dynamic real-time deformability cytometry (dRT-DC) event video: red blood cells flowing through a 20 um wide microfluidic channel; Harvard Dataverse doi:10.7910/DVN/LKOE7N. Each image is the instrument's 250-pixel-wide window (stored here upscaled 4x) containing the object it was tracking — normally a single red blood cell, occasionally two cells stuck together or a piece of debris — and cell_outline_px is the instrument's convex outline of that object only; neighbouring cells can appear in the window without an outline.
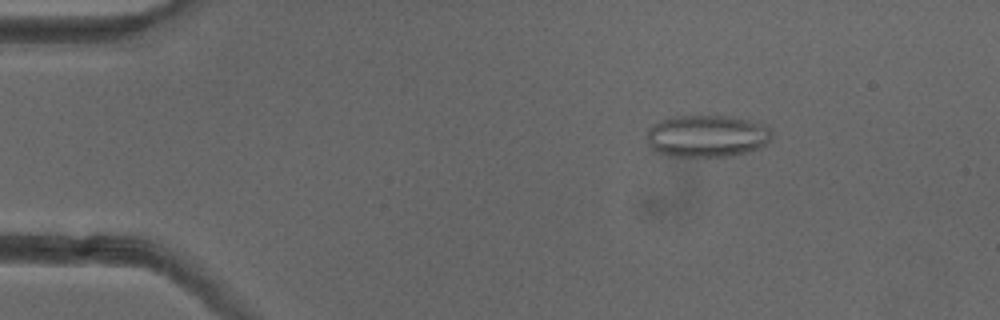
{"species": "common noctule bat (a hibernating species)", "species_latin": "Nyctalus noctula", "temperature_condition": "cold", "stored_images_in_passage": 51, "camera_frame_rate_fps": 3000, "um_per_image_px": 0.085, "animal": {"sex": "female"}, "frame": {"image": 1, "passage_image": 8, "time_ms": 2.333, "image_size_px": [1000, 320], "cell_outline_px": [[772, 136], [764, 144], [756, 148], [732, 156], [696, 160], [668, 156], [652, 148], [648, 144], [648, 128], [660, 120], [672, 116], [732, 116], [764, 124], [772, 132]], "centroid_in_image_um": [60.05, 11.6], "position_along_channel_um": 25.0, "area_um2": 31.33}}
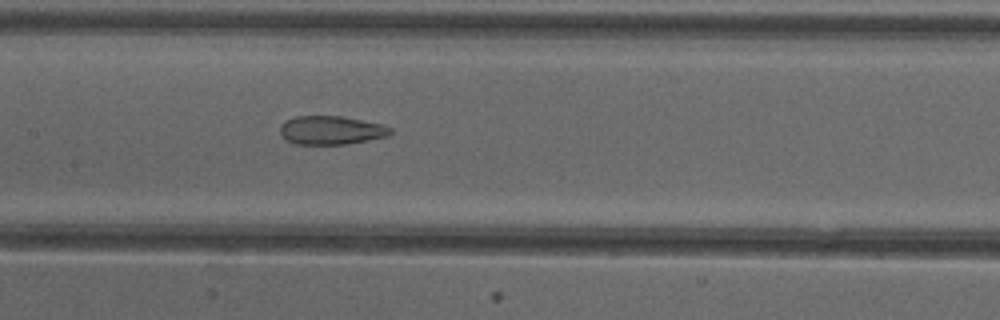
{"frame": {"image": 2, "passage_image": 25, "time_ms": 8.0, "image_size_px": [1000, 320], "cell_outline_px": [[392, 132], [388, 136], [368, 140], [344, 144], [296, 144], [288, 140], [280, 132], [280, 124], [284, 120], [296, 116], [340, 116], [384, 124], [392, 128]], "centroid_in_image_um": [28.16, 11.06], "position_along_channel_um": 179.2, "area_um2": 18.38}}
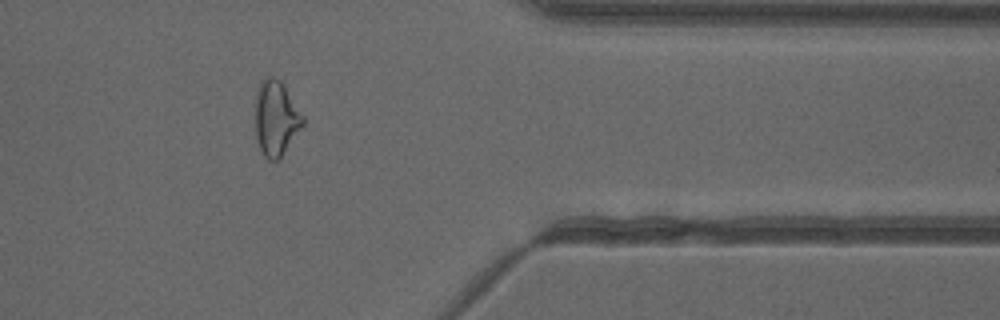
{"frame": {"image": 3, "passage_image": 42, "time_ms": 13.667, "image_size_px": [1000, 320], "cell_outline_px": [[304, 124], [280, 156], [276, 160], [268, 160], [264, 156], [260, 148], [256, 136], [256, 92], [260, 80], [268, 76], [272, 76], [280, 80], [284, 84], [304, 116]], "centroid_in_image_um": [23.45, 9.99], "position_along_channel_um": 387.9, "area_um2": 20.63}, "authors_computed_cell_mechanics": {"area_um2": 22.0796, "velocity_mm_per_s": 3.9899, "shape_relaxation_time_tau1_ms": null, "shape_relaxation_time_tau2_ms": 2.6424, "deformation_change_tau1": null, "deformation_change_tau2": 0.1057}}